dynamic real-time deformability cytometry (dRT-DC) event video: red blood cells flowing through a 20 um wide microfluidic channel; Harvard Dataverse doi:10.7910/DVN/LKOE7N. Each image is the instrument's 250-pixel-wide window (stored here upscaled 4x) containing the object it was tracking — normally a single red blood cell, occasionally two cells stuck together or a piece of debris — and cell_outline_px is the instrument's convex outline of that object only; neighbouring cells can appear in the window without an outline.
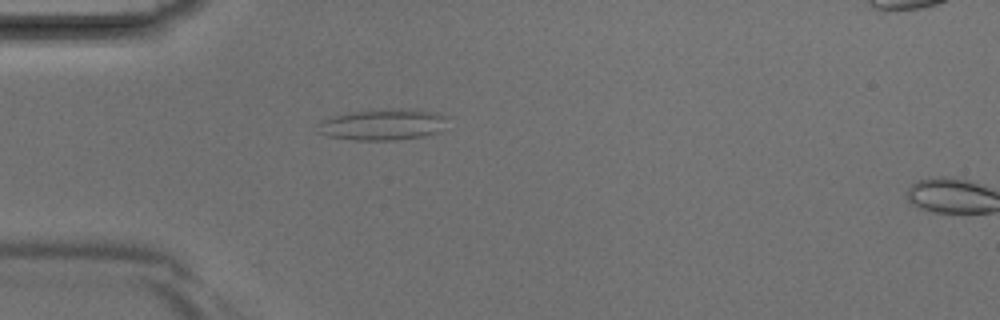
{"species": "Egyptian fruit bat (a non-hibernating species)", "species_latin": "Rousettus aegyptiacus", "temperature_condition": "room temperature", "stored_images_in_passage": 31, "camera_frame_rate_fps": 3000, "um_per_image_px": 0.085, "animal": {"sex": "male"}, "frame": {"image": 1, "passage_image": 1, "time_ms": 0.0, "image_size_px": [1000, 320], "cell_outline_px": [[452, 116], [440, 132], [424, 136], [392, 140], [352, 140], [328, 136], [316, 132], [316, 124], [332, 116], [348, 112], [400, 108], [432, 112]], "centroid_in_image_um": [32.55, 10.59], "position_along_channel_um": 52.4, "area_um2": 23.87}}
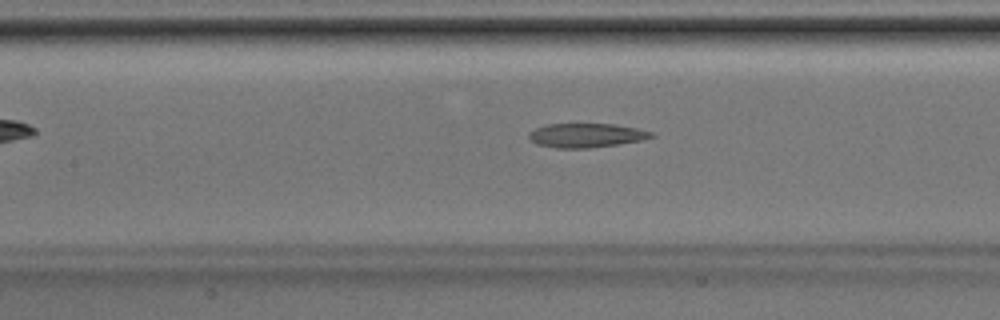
{"frame": {"image": 2, "passage_image": 8, "time_ms": 2.333, "image_size_px": [1000, 320], "cell_outline_px": [[656, 136], [644, 140], [588, 148], [556, 148], [536, 144], [528, 136], [528, 132], [536, 128], [548, 124], [616, 124], [636, 128], [652, 132]], "centroid_in_image_um": [49.84, 11.5], "position_along_channel_um": 157.6, "area_um2": 17.17}}
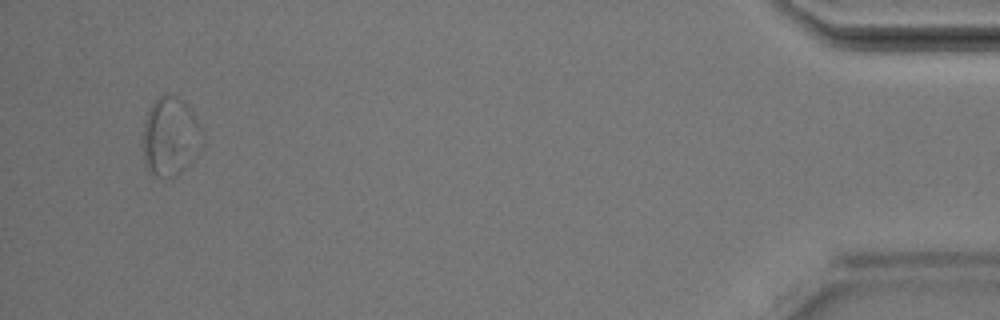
{"frame": {"image": 3, "passage_image": 29, "time_ms": 9.333, "image_size_px": [1000, 320], "cell_outline_px": [[204, 144], [184, 168], [176, 176], [156, 176], [144, 164], [140, 144], [144, 120], [152, 104], [160, 96], [176, 96], [184, 100], [200, 124], [204, 136]], "centroid_in_image_um": [14.46, 11.6], "position_along_channel_um": 420.7, "area_um2": 27.57}}